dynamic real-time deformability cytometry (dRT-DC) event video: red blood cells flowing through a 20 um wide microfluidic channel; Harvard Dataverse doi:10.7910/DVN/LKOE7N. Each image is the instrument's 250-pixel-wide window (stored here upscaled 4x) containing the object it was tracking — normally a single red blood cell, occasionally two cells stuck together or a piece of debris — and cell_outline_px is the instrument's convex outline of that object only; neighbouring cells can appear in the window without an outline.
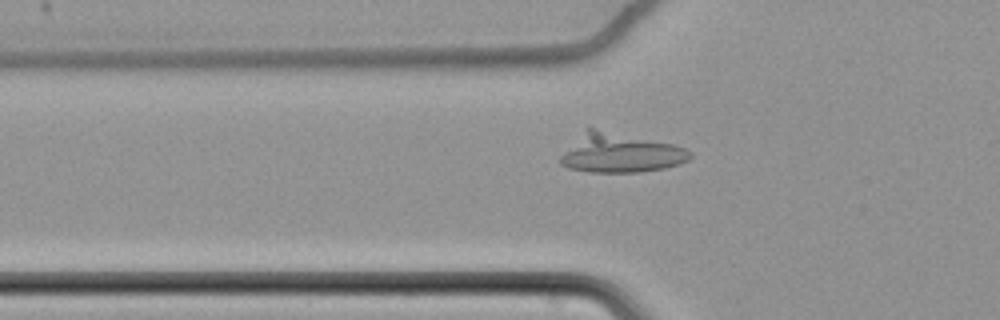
{"species": "common noctule bat (a hibernating species)", "species_latin": "Nyctalus noctula", "temperature_condition": "cold", "stored_images_in_passage": 47, "camera_frame_rate_fps": 3000, "um_per_image_px": 0.085, "animal": {"sex": "female", "body_mass_g": 22.7, "forearm_length_mm": 54.2}, "frame": {"image": 1, "passage_image": 8, "time_ms": 2.333, "image_size_px": [1000, 320], "cell_outline_px": [[692, 156], [688, 160], [680, 164], [664, 168], [640, 172], [588, 172], [568, 168], [560, 164], [560, 156], [588, 124], [672, 144], [684, 148], [692, 152]], "centroid_in_image_um": [52.69, 12.96], "position_along_channel_um": 73.1, "area_um2": 30.4}}
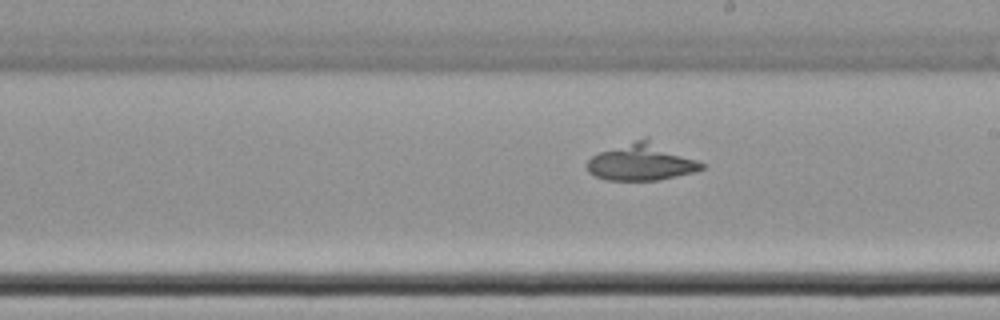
{"frame": {"image": 2, "passage_image": 22, "time_ms": 7.0, "image_size_px": [1000, 320], "cell_outline_px": [[708, 164], [704, 168], [696, 172], [660, 180], [608, 180], [596, 176], [588, 172], [588, 160], [592, 156], [600, 152], [648, 136]], "centroid_in_image_um": [54.65, 13.76], "position_along_channel_um": 234.3, "area_um2": 25.09}}
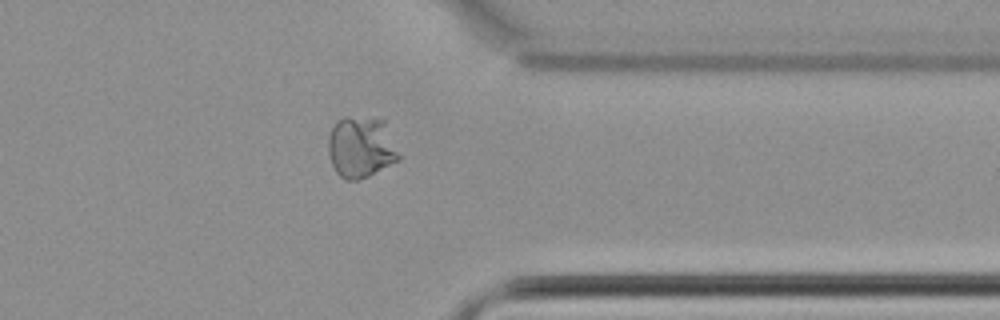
{"frame": {"image": 3, "passage_image": 35, "time_ms": 11.333, "image_size_px": [1000, 320], "cell_outline_px": [[400, 160], [368, 176], [356, 180], [344, 180], [336, 172], [332, 164], [328, 152], [328, 136], [336, 120], [344, 116], [348, 116], [384, 120], [400, 156]], "centroid_in_image_um": [30.66, 12.51], "position_along_channel_um": 380.7, "area_um2": 25.26}}